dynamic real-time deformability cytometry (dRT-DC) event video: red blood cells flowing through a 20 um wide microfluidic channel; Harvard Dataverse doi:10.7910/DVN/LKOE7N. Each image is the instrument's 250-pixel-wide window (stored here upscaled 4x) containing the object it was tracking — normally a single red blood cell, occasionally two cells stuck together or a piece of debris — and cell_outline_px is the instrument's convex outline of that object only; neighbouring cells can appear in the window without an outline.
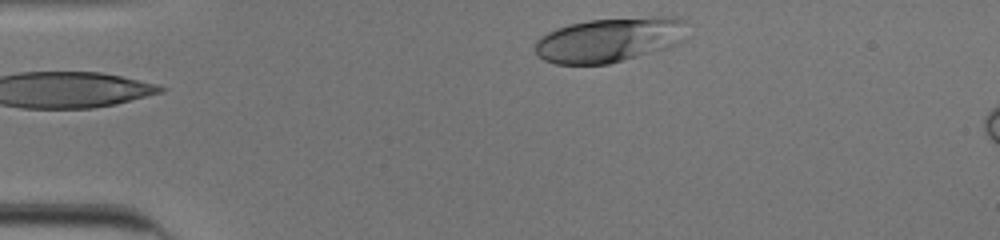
{"species": "human", "species_latin": "Homo sapiens", "temperature_condition": "cold", "stored_images_in_passage": 32, "camera_frame_rate_fps": 3000, "um_per_image_px": 0.085, "donor": {"sex": "male"}, "frame": {"image": 1, "passage_image": 1, "time_ms": 0.0, "image_size_px": [1000, 240], "cell_outline_px": [[688, 20], [684, 40], [664, 48], [624, 60], [608, 64], [556, 64], [544, 60], [536, 52], [536, 40], [540, 36], [556, 28], [568, 24], [588, 20], [660, 16], [672, 16]], "centroid_in_image_um": [51.83, 3.36], "position_along_channel_um": 33.2, "area_um2": 39.59}}
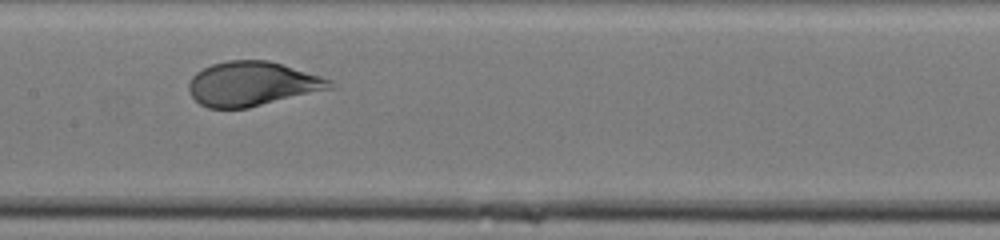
{"frame": {"image": 2, "passage_image": 17, "time_ms": 5.333, "image_size_px": [1000, 240], "cell_outline_px": [[332, 88], [248, 108], [208, 108], [200, 104], [192, 96], [188, 88], [188, 84], [192, 76], [196, 72], [212, 64], [228, 60], [268, 60], [320, 76], [332, 80]], "centroid_in_image_um": [21.4, 7.12], "position_along_channel_um": 186.0, "area_um2": 36.13}}
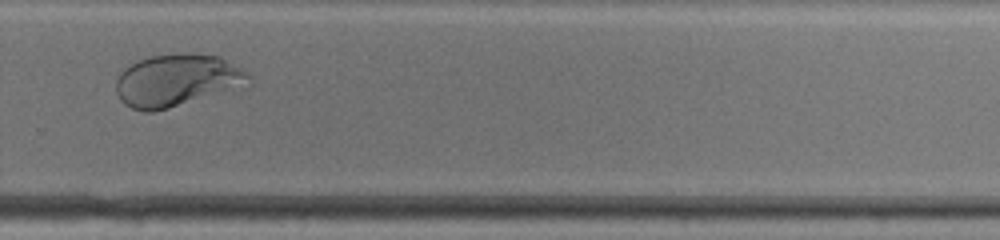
{"frame": {"image": 3, "passage_image": 27, "time_ms": 8.667, "image_size_px": [1000, 240], "cell_outline_px": [[252, 84], [248, 88], [152, 112], [144, 112], [132, 108], [124, 104], [120, 100], [116, 92], [116, 80], [120, 72], [132, 64], [140, 60], [152, 56], [220, 56], [240, 68], [248, 76]], "centroid_in_image_um": [15.09, 6.91], "position_along_channel_um": 314.7, "area_um2": 40.06}, "authors_computed_cell_mechanics": {"area_um2": 36.9053, "velocity_mm_per_s": 3.8677, "shape_relaxation_time_tau1_ms": 2.9114, "shape_relaxation_time_tau2_ms": null, "deformation_change_tau1": 0.1872, "deformation_change_tau2": null}}